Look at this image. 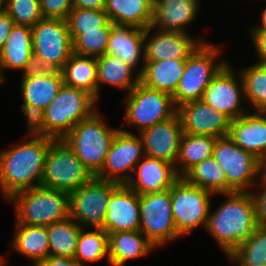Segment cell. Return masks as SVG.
I'll use <instances>...</instances> for the list:
<instances>
[{
	"mask_svg": "<svg viewBox=\"0 0 266 266\" xmlns=\"http://www.w3.org/2000/svg\"><path fill=\"white\" fill-rule=\"evenodd\" d=\"M28 131L33 139L0 151V187L7 200L17 192L41 186L46 156L56 140Z\"/></svg>",
	"mask_w": 266,
	"mask_h": 266,
	"instance_id": "1",
	"label": "cell"
},
{
	"mask_svg": "<svg viewBox=\"0 0 266 266\" xmlns=\"http://www.w3.org/2000/svg\"><path fill=\"white\" fill-rule=\"evenodd\" d=\"M213 213H208L206 229L229 256L258 228L251 192H232Z\"/></svg>",
	"mask_w": 266,
	"mask_h": 266,
	"instance_id": "2",
	"label": "cell"
},
{
	"mask_svg": "<svg viewBox=\"0 0 266 266\" xmlns=\"http://www.w3.org/2000/svg\"><path fill=\"white\" fill-rule=\"evenodd\" d=\"M96 102L88 92L63 84L57 96L28 129L36 134L61 140L77 123L96 111Z\"/></svg>",
	"mask_w": 266,
	"mask_h": 266,
	"instance_id": "3",
	"label": "cell"
},
{
	"mask_svg": "<svg viewBox=\"0 0 266 266\" xmlns=\"http://www.w3.org/2000/svg\"><path fill=\"white\" fill-rule=\"evenodd\" d=\"M17 223L49 226L70 217L69 193L38 186L15 193Z\"/></svg>",
	"mask_w": 266,
	"mask_h": 266,
	"instance_id": "4",
	"label": "cell"
},
{
	"mask_svg": "<svg viewBox=\"0 0 266 266\" xmlns=\"http://www.w3.org/2000/svg\"><path fill=\"white\" fill-rule=\"evenodd\" d=\"M96 110L77 123L63 138L75 155L96 176L102 169L110 145L119 129H111Z\"/></svg>",
	"mask_w": 266,
	"mask_h": 266,
	"instance_id": "5",
	"label": "cell"
},
{
	"mask_svg": "<svg viewBox=\"0 0 266 266\" xmlns=\"http://www.w3.org/2000/svg\"><path fill=\"white\" fill-rule=\"evenodd\" d=\"M94 177L63 139L50 145L41 186L71 193Z\"/></svg>",
	"mask_w": 266,
	"mask_h": 266,
	"instance_id": "6",
	"label": "cell"
},
{
	"mask_svg": "<svg viewBox=\"0 0 266 266\" xmlns=\"http://www.w3.org/2000/svg\"><path fill=\"white\" fill-rule=\"evenodd\" d=\"M212 157L225 171L227 194L250 192L249 188L257 182L255 177L263 173V162L240 148L229 135L216 139Z\"/></svg>",
	"mask_w": 266,
	"mask_h": 266,
	"instance_id": "7",
	"label": "cell"
},
{
	"mask_svg": "<svg viewBox=\"0 0 266 266\" xmlns=\"http://www.w3.org/2000/svg\"><path fill=\"white\" fill-rule=\"evenodd\" d=\"M219 52L217 46L202 42L186 59L183 75L172 95L176 107L189 101L202 99L213 77L226 64L225 61L215 62Z\"/></svg>",
	"mask_w": 266,
	"mask_h": 266,
	"instance_id": "8",
	"label": "cell"
},
{
	"mask_svg": "<svg viewBox=\"0 0 266 266\" xmlns=\"http://www.w3.org/2000/svg\"><path fill=\"white\" fill-rule=\"evenodd\" d=\"M125 123L138 132L163 122L177 113L172 95L138 83L126 96Z\"/></svg>",
	"mask_w": 266,
	"mask_h": 266,
	"instance_id": "9",
	"label": "cell"
},
{
	"mask_svg": "<svg viewBox=\"0 0 266 266\" xmlns=\"http://www.w3.org/2000/svg\"><path fill=\"white\" fill-rule=\"evenodd\" d=\"M172 215L180 236L194 228H206L213 193L188 183L180 177L170 188Z\"/></svg>",
	"mask_w": 266,
	"mask_h": 266,
	"instance_id": "10",
	"label": "cell"
},
{
	"mask_svg": "<svg viewBox=\"0 0 266 266\" xmlns=\"http://www.w3.org/2000/svg\"><path fill=\"white\" fill-rule=\"evenodd\" d=\"M121 184L94 177L69 193L70 217L83 228H101L111 194Z\"/></svg>",
	"mask_w": 266,
	"mask_h": 266,
	"instance_id": "11",
	"label": "cell"
},
{
	"mask_svg": "<svg viewBox=\"0 0 266 266\" xmlns=\"http://www.w3.org/2000/svg\"><path fill=\"white\" fill-rule=\"evenodd\" d=\"M170 189L139 195L140 228L157 248L180 237L172 215Z\"/></svg>",
	"mask_w": 266,
	"mask_h": 266,
	"instance_id": "12",
	"label": "cell"
},
{
	"mask_svg": "<svg viewBox=\"0 0 266 266\" xmlns=\"http://www.w3.org/2000/svg\"><path fill=\"white\" fill-rule=\"evenodd\" d=\"M32 29L33 53L54 71H61L73 54V42L66 20L43 18Z\"/></svg>",
	"mask_w": 266,
	"mask_h": 266,
	"instance_id": "13",
	"label": "cell"
},
{
	"mask_svg": "<svg viewBox=\"0 0 266 266\" xmlns=\"http://www.w3.org/2000/svg\"><path fill=\"white\" fill-rule=\"evenodd\" d=\"M145 154L142 139L133 133L121 130L114 136L101 171L95 176L102 180L126 184L133 176L141 154ZM124 171L128 174H123ZM123 174V175H121Z\"/></svg>",
	"mask_w": 266,
	"mask_h": 266,
	"instance_id": "14",
	"label": "cell"
},
{
	"mask_svg": "<svg viewBox=\"0 0 266 266\" xmlns=\"http://www.w3.org/2000/svg\"><path fill=\"white\" fill-rule=\"evenodd\" d=\"M177 115L183 133L216 138L229 135L231 119L201 99L181 104Z\"/></svg>",
	"mask_w": 266,
	"mask_h": 266,
	"instance_id": "15",
	"label": "cell"
},
{
	"mask_svg": "<svg viewBox=\"0 0 266 266\" xmlns=\"http://www.w3.org/2000/svg\"><path fill=\"white\" fill-rule=\"evenodd\" d=\"M235 77L232 67L226 63L213 77L201 99L231 120L246 114L240 107L242 96H245L243 82L240 79L238 85Z\"/></svg>",
	"mask_w": 266,
	"mask_h": 266,
	"instance_id": "16",
	"label": "cell"
},
{
	"mask_svg": "<svg viewBox=\"0 0 266 266\" xmlns=\"http://www.w3.org/2000/svg\"><path fill=\"white\" fill-rule=\"evenodd\" d=\"M183 134L177 113L140 132L145 156L164 160L175 165L179 154L180 140Z\"/></svg>",
	"mask_w": 266,
	"mask_h": 266,
	"instance_id": "17",
	"label": "cell"
},
{
	"mask_svg": "<svg viewBox=\"0 0 266 266\" xmlns=\"http://www.w3.org/2000/svg\"><path fill=\"white\" fill-rule=\"evenodd\" d=\"M101 228L108 234L139 230V194L126 184H121L111 194Z\"/></svg>",
	"mask_w": 266,
	"mask_h": 266,
	"instance_id": "18",
	"label": "cell"
},
{
	"mask_svg": "<svg viewBox=\"0 0 266 266\" xmlns=\"http://www.w3.org/2000/svg\"><path fill=\"white\" fill-rule=\"evenodd\" d=\"M150 30H153L151 26L145 29L144 61L187 59L202 42H205L193 40L187 32L160 30L149 37Z\"/></svg>",
	"mask_w": 266,
	"mask_h": 266,
	"instance_id": "19",
	"label": "cell"
},
{
	"mask_svg": "<svg viewBox=\"0 0 266 266\" xmlns=\"http://www.w3.org/2000/svg\"><path fill=\"white\" fill-rule=\"evenodd\" d=\"M21 92L23 113L27 117L28 126L57 96L63 86L61 71H53L48 75L21 79Z\"/></svg>",
	"mask_w": 266,
	"mask_h": 266,
	"instance_id": "20",
	"label": "cell"
},
{
	"mask_svg": "<svg viewBox=\"0 0 266 266\" xmlns=\"http://www.w3.org/2000/svg\"><path fill=\"white\" fill-rule=\"evenodd\" d=\"M144 158L134 169L136 177H131L126 183L139 195L167 190L180 178L175 165L145 155Z\"/></svg>",
	"mask_w": 266,
	"mask_h": 266,
	"instance_id": "21",
	"label": "cell"
},
{
	"mask_svg": "<svg viewBox=\"0 0 266 266\" xmlns=\"http://www.w3.org/2000/svg\"><path fill=\"white\" fill-rule=\"evenodd\" d=\"M265 115V116H264ZM229 137L243 150L266 160V112H254L231 120Z\"/></svg>",
	"mask_w": 266,
	"mask_h": 266,
	"instance_id": "22",
	"label": "cell"
},
{
	"mask_svg": "<svg viewBox=\"0 0 266 266\" xmlns=\"http://www.w3.org/2000/svg\"><path fill=\"white\" fill-rule=\"evenodd\" d=\"M199 9L198 0H154L151 27L161 31L184 32Z\"/></svg>",
	"mask_w": 266,
	"mask_h": 266,
	"instance_id": "23",
	"label": "cell"
},
{
	"mask_svg": "<svg viewBox=\"0 0 266 266\" xmlns=\"http://www.w3.org/2000/svg\"><path fill=\"white\" fill-rule=\"evenodd\" d=\"M145 29L113 24L109 35L106 54L122 59L135 68L141 56L144 61ZM143 52V55H142Z\"/></svg>",
	"mask_w": 266,
	"mask_h": 266,
	"instance_id": "24",
	"label": "cell"
},
{
	"mask_svg": "<svg viewBox=\"0 0 266 266\" xmlns=\"http://www.w3.org/2000/svg\"><path fill=\"white\" fill-rule=\"evenodd\" d=\"M138 72L144 86L173 95L186 65V59L145 61Z\"/></svg>",
	"mask_w": 266,
	"mask_h": 266,
	"instance_id": "25",
	"label": "cell"
},
{
	"mask_svg": "<svg viewBox=\"0 0 266 266\" xmlns=\"http://www.w3.org/2000/svg\"><path fill=\"white\" fill-rule=\"evenodd\" d=\"M140 230L108 234V261L112 266H123L128 260L146 256L154 245Z\"/></svg>",
	"mask_w": 266,
	"mask_h": 266,
	"instance_id": "26",
	"label": "cell"
},
{
	"mask_svg": "<svg viewBox=\"0 0 266 266\" xmlns=\"http://www.w3.org/2000/svg\"><path fill=\"white\" fill-rule=\"evenodd\" d=\"M154 0H105L104 11L116 25L146 29L153 18Z\"/></svg>",
	"mask_w": 266,
	"mask_h": 266,
	"instance_id": "27",
	"label": "cell"
},
{
	"mask_svg": "<svg viewBox=\"0 0 266 266\" xmlns=\"http://www.w3.org/2000/svg\"><path fill=\"white\" fill-rule=\"evenodd\" d=\"M61 72L64 85L84 90L98 101L97 57L73 53Z\"/></svg>",
	"mask_w": 266,
	"mask_h": 266,
	"instance_id": "28",
	"label": "cell"
},
{
	"mask_svg": "<svg viewBox=\"0 0 266 266\" xmlns=\"http://www.w3.org/2000/svg\"><path fill=\"white\" fill-rule=\"evenodd\" d=\"M32 54L31 27L14 24L6 42L0 49L2 69H20L23 71Z\"/></svg>",
	"mask_w": 266,
	"mask_h": 266,
	"instance_id": "29",
	"label": "cell"
},
{
	"mask_svg": "<svg viewBox=\"0 0 266 266\" xmlns=\"http://www.w3.org/2000/svg\"><path fill=\"white\" fill-rule=\"evenodd\" d=\"M13 246L20 254L33 259L34 266L49 256L47 226L16 223Z\"/></svg>",
	"mask_w": 266,
	"mask_h": 266,
	"instance_id": "30",
	"label": "cell"
},
{
	"mask_svg": "<svg viewBox=\"0 0 266 266\" xmlns=\"http://www.w3.org/2000/svg\"><path fill=\"white\" fill-rule=\"evenodd\" d=\"M216 139L208 135L182 134L176 161V164H181L179 169L176 167L179 177H183L192 167L212 156Z\"/></svg>",
	"mask_w": 266,
	"mask_h": 266,
	"instance_id": "31",
	"label": "cell"
},
{
	"mask_svg": "<svg viewBox=\"0 0 266 266\" xmlns=\"http://www.w3.org/2000/svg\"><path fill=\"white\" fill-rule=\"evenodd\" d=\"M134 68L122 59L105 54L97 57L98 98L100 84L106 83L127 89L128 93L140 82V75L132 79Z\"/></svg>",
	"mask_w": 266,
	"mask_h": 266,
	"instance_id": "32",
	"label": "cell"
},
{
	"mask_svg": "<svg viewBox=\"0 0 266 266\" xmlns=\"http://www.w3.org/2000/svg\"><path fill=\"white\" fill-rule=\"evenodd\" d=\"M82 228L71 217L47 226L49 255L74 258Z\"/></svg>",
	"mask_w": 266,
	"mask_h": 266,
	"instance_id": "33",
	"label": "cell"
},
{
	"mask_svg": "<svg viewBox=\"0 0 266 266\" xmlns=\"http://www.w3.org/2000/svg\"><path fill=\"white\" fill-rule=\"evenodd\" d=\"M183 178L213 195L227 194L225 171L212 156L192 167Z\"/></svg>",
	"mask_w": 266,
	"mask_h": 266,
	"instance_id": "34",
	"label": "cell"
},
{
	"mask_svg": "<svg viewBox=\"0 0 266 266\" xmlns=\"http://www.w3.org/2000/svg\"><path fill=\"white\" fill-rule=\"evenodd\" d=\"M84 229L80 231L74 255V259L81 266H85L84 261L97 262L109 255L108 233L102 228H95L90 232Z\"/></svg>",
	"mask_w": 266,
	"mask_h": 266,
	"instance_id": "35",
	"label": "cell"
},
{
	"mask_svg": "<svg viewBox=\"0 0 266 266\" xmlns=\"http://www.w3.org/2000/svg\"><path fill=\"white\" fill-rule=\"evenodd\" d=\"M246 100L257 112H266V64H254L241 70Z\"/></svg>",
	"mask_w": 266,
	"mask_h": 266,
	"instance_id": "36",
	"label": "cell"
},
{
	"mask_svg": "<svg viewBox=\"0 0 266 266\" xmlns=\"http://www.w3.org/2000/svg\"><path fill=\"white\" fill-rule=\"evenodd\" d=\"M227 257L239 266H266V227H258Z\"/></svg>",
	"mask_w": 266,
	"mask_h": 266,
	"instance_id": "37",
	"label": "cell"
},
{
	"mask_svg": "<svg viewBox=\"0 0 266 266\" xmlns=\"http://www.w3.org/2000/svg\"><path fill=\"white\" fill-rule=\"evenodd\" d=\"M67 27L72 42L84 31L98 30L100 27H112L104 10H91L83 8H73L66 18Z\"/></svg>",
	"mask_w": 266,
	"mask_h": 266,
	"instance_id": "38",
	"label": "cell"
},
{
	"mask_svg": "<svg viewBox=\"0 0 266 266\" xmlns=\"http://www.w3.org/2000/svg\"><path fill=\"white\" fill-rule=\"evenodd\" d=\"M111 27L84 31L73 41V53L81 56H102L106 54Z\"/></svg>",
	"mask_w": 266,
	"mask_h": 266,
	"instance_id": "39",
	"label": "cell"
},
{
	"mask_svg": "<svg viewBox=\"0 0 266 266\" xmlns=\"http://www.w3.org/2000/svg\"><path fill=\"white\" fill-rule=\"evenodd\" d=\"M5 12L15 24L33 27L43 19L40 0H5Z\"/></svg>",
	"mask_w": 266,
	"mask_h": 266,
	"instance_id": "40",
	"label": "cell"
},
{
	"mask_svg": "<svg viewBox=\"0 0 266 266\" xmlns=\"http://www.w3.org/2000/svg\"><path fill=\"white\" fill-rule=\"evenodd\" d=\"M41 12L44 18L66 20L73 9L72 0H40Z\"/></svg>",
	"mask_w": 266,
	"mask_h": 266,
	"instance_id": "41",
	"label": "cell"
},
{
	"mask_svg": "<svg viewBox=\"0 0 266 266\" xmlns=\"http://www.w3.org/2000/svg\"><path fill=\"white\" fill-rule=\"evenodd\" d=\"M53 71L54 70L45 60L33 53L30 59L27 61L25 69L22 71V78H32L41 75H48Z\"/></svg>",
	"mask_w": 266,
	"mask_h": 266,
	"instance_id": "42",
	"label": "cell"
},
{
	"mask_svg": "<svg viewBox=\"0 0 266 266\" xmlns=\"http://www.w3.org/2000/svg\"><path fill=\"white\" fill-rule=\"evenodd\" d=\"M259 186H262V192L258 193L259 195H253L252 191V198L255 204V213H256V221L258 224V227H266V174L263 172L261 174Z\"/></svg>",
	"mask_w": 266,
	"mask_h": 266,
	"instance_id": "43",
	"label": "cell"
},
{
	"mask_svg": "<svg viewBox=\"0 0 266 266\" xmlns=\"http://www.w3.org/2000/svg\"><path fill=\"white\" fill-rule=\"evenodd\" d=\"M252 40L259 56L258 64H266V31H252Z\"/></svg>",
	"mask_w": 266,
	"mask_h": 266,
	"instance_id": "44",
	"label": "cell"
},
{
	"mask_svg": "<svg viewBox=\"0 0 266 266\" xmlns=\"http://www.w3.org/2000/svg\"><path fill=\"white\" fill-rule=\"evenodd\" d=\"M14 24V20L5 11L0 13V49L6 42Z\"/></svg>",
	"mask_w": 266,
	"mask_h": 266,
	"instance_id": "45",
	"label": "cell"
},
{
	"mask_svg": "<svg viewBox=\"0 0 266 266\" xmlns=\"http://www.w3.org/2000/svg\"><path fill=\"white\" fill-rule=\"evenodd\" d=\"M36 266H81L74 258L56 257L49 255Z\"/></svg>",
	"mask_w": 266,
	"mask_h": 266,
	"instance_id": "46",
	"label": "cell"
},
{
	"mask_svg": "<svg viewBox=\"0 0 266 266\" xmlns=\"http://www.w3.org/2000/svg\"><path fill=\"white\" fill-rule=\"evenodd\" d=\"M73 8L104 10L105 0H72Z\"/></svg>",
	"mask_w": 266,
	"mask_h": 266,
	"instance_id": "47",
	"label": "cell"
},
{
	"mask_svg": "<svg viewBox=\"0 0 266 266\" xmlns=\"http://www.w3.org/2000/svg\"><path fill=\"white\" fill-rule=\"evenodd\" d=\"M261 22V25L255 27L252 31H266V8L263 10Z\"/></svg>",
	"mask_w": 266,
	"mask_h": 266,
	"instance_id": "48",
	"label": "cell"
},
{
	"mask_svg": "<svg viewBox=\"0 0 266 266\" xmlns=\"http://www.w3.org/2000/svg\"><path fill=\"white\" fill-rule=\"evenodd\" d=\"M5 11V0H0V13Z\"/></svg>",
	"mask_w": 266,
	"mask_h": 266,
	"instance_id": "49",
	"label": "cell"
},
{
	"mask_svg": "<svg viewBox=\"0 0 266 266\" xmlns=\"http://www.w3.org/2000/svg\"><path fill=\"white\" fill-rule=\"evenodd\" d=\"M3 71H2V65H1V61H0V83H2L4 81V77H3Z\"/></svg>",
	"mask_w": 266,
	"mask_h": 266,
	"instance_id": "50",
	"label": "cell"
},
{
	"mask_svg": "<svg viewBox=\"0 0 266 266\" xmlns=\"http://www.w3.org/2000/svg\"><path fill=\"white\" fill-rule=\"evenodd\" d=\"M6 260H3L2 258H0V266H5Z\"/></svg>",
	"mask_w": 266,
	"mask_h": 266,
	"instance_id": "51",
	"label": "cell"
},
{
	"mask_svg": "<svg viewBox=\"0 0 266 266\" xmlns=\"http://www.w3.org/2000/svg\"><path fill=\"white\" fill-rule=\"evenodd\" d=\"M263 172L266 174V160L263 162Z\"/></svg>",
	"mask_w": 266,
	"mask_h": 266,
	"instance_id": "52",
	"label": "cell"
}]
</instances>
